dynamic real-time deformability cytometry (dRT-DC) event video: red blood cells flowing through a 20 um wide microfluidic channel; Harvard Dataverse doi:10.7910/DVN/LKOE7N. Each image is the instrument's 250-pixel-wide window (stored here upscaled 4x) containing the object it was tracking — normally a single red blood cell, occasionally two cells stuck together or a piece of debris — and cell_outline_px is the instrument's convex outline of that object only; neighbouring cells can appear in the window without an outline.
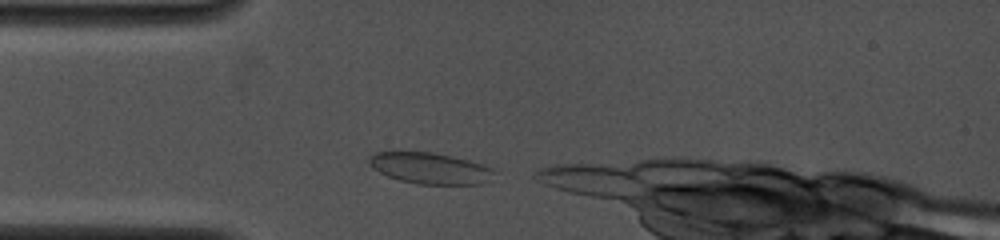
{"species": "common noctule bat (a hibernating species)", "species_latin": "Nyctalus noctula", "temperature_condition": "cold", "stored_images_in_passage": 5, "camera_frame_rate_fps": 4000, "um_per_image_px": 0.085, "animal": {"sex": "female", "body_mass_g": 19.0, "forearm_length_mm": 53.3}, "frame": {"image": 1, "passage_image": 1, "time_ms": 0.0, "image_size_px": [1000, 240], "cell_outline_px": [[496, 172], [484, 184], [420, 184], [400, 180], [388, 176], [372, 168], [368, 164], [368, 156], [376, 152], [392, 148], [432, 152], [468, 160], [484, 164], [492, 168]], "centroid_in_image_um": [36.46, 14.25], "position_along_channel_um": 48.5, "area_um2": 23.52}}